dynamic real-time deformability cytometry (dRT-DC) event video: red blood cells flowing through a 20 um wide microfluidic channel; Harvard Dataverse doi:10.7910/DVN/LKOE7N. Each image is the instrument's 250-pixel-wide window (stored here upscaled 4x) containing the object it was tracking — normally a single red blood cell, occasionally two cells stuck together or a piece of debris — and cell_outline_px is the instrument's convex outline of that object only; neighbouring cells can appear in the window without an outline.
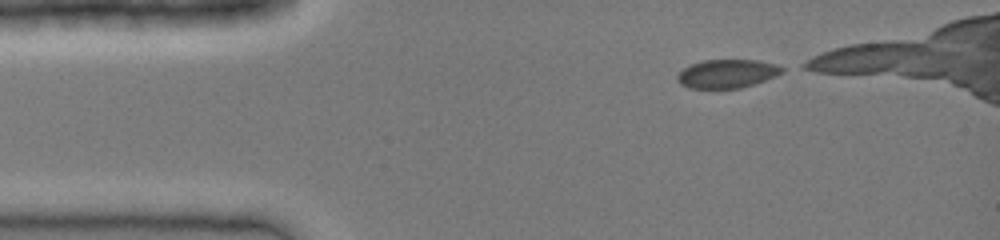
{"species": "common noctule bat (a hibernating species)", "species_latin": "Nyctalus noctula", "temperature_condition": "cold", "stored_images_in_passage": 13, "camera_frame_rate_fps": 3000, "um_per_image_px": 0.085, "animal": {"sex": "female", "body_mass_g": 19.0, "forearm_length_mm": 51.5}, "frame": {"image": 1, "passage_image": 1, "time_ms": 0.0, "image_size_px": [1000, 240], "cell_outline_px": [[784, 72], [764, 80], [740, 88], [688, 88], [680, 84], [676, 80], [676, 76], [684, 68], [692, 64], [704, 60], [760, 60], [776, 64], [784, 68]], "centroid_in_image_um": [61.79, 6.26], "position_along_channel_um": 23.2, "area_um2": 17.34}}
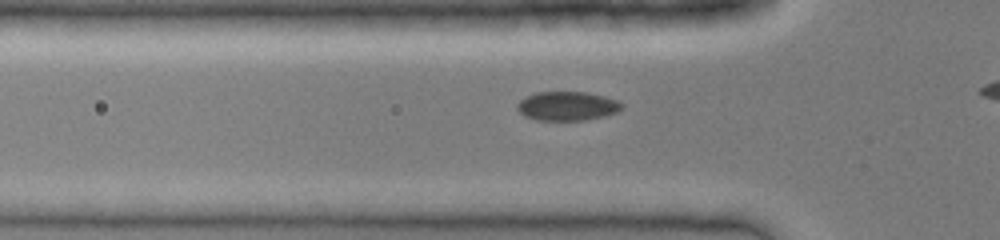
{"frame": {"image": 2, "passage_image": 8, "time_ms": 2.333, "image_size_px": [1000, 240], "cell_outline_px": [[624, 108], [616, 112], [604, 116], [584, 120], [536, 120], [524, 116], [516, 108], [516, 104], [524, 96], [536, 92], [584, 92], [604, 96], [616, 100], [624, 104]], "centroid_in_image_um": [48.19, 9.01], "position_along_channel_um": 77.6, "area_um2": 17.8}}
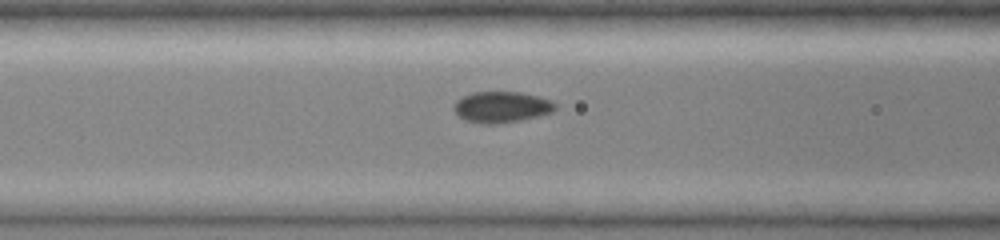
{"frame": {"image": 3, "passage_image": 11, "time_ms": 3.333, "image_size_px": [1000, 240], "cell_outline_px": [[556, 108], [552, 112], [520, 120], [500, 124], [480, 124], [464, 120], [452, 108], [456, 100], [472, 92], [520, 92], [536, 96], [548, 100], [556, 104]], "centroid_in_image_um": [42.58, 9.11], "position_along_channel_um": 124.0, "area_um2": 18.26}}